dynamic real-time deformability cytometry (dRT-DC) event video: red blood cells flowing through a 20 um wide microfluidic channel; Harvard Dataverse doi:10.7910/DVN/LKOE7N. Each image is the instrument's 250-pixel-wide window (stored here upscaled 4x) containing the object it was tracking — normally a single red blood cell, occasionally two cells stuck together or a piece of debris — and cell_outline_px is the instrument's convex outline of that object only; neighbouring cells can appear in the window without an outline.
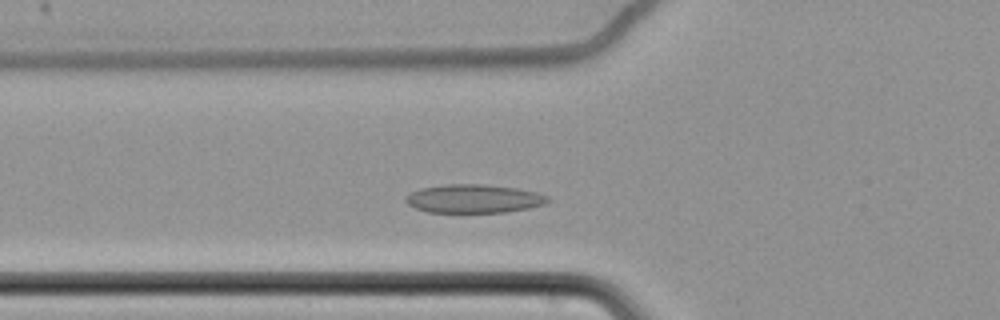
{"species": "common noctule bat (a hibernating species)", "species_latin": "Nyctalus noctula", "temperature_condition": "cold", "stored_images_in_passage": 51, "camera_frame_rate_fps": 3000, "um_per_image_px": 0.085, "animal": {"sex": "female", "body_mass_g": 22.7, "forearm_length_mm": 54.2}, "frame": {"image": 1, "passage_image": 12, "time_ms": 3.667, "image_size_px": [1000, 320], "cell_outline_px": [[548, 200], [544, 204], [528, 208], [504, 212], [428, 212], [416, 208], [408, 204], [404, 200], [404, 196], [420, 188], [448, 184], [480, 184], [516, 188], [536, 192], [548, 196]], "centroid_in_image_um": [40.23, 16.88], "position_along_channel_um": 85.6, "area_um2": 23.41}}
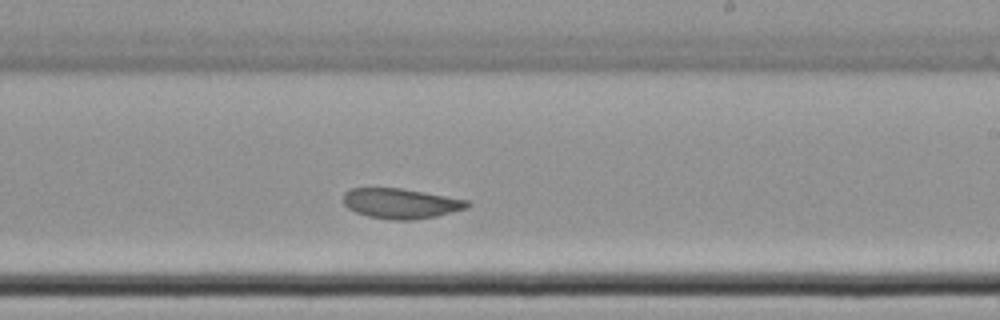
{"frame": {"image": 2, "passage_image": 27, "time_ms": 8.667, "image_size_px": [1000, 320], "cell_outline_px": [[472, 204], [464, 208], [436, 216], [412, 220], [388, 220], [368, 216], [356, 212], [348, 208], [344, 204], [344, 192], [352, 188], [400, 188], [424, 192], [468, 200]], "centroid_in_image_um": [34.04, 17.29], "position_along_channel_um": 255.0, "area_um2": 21.62}}
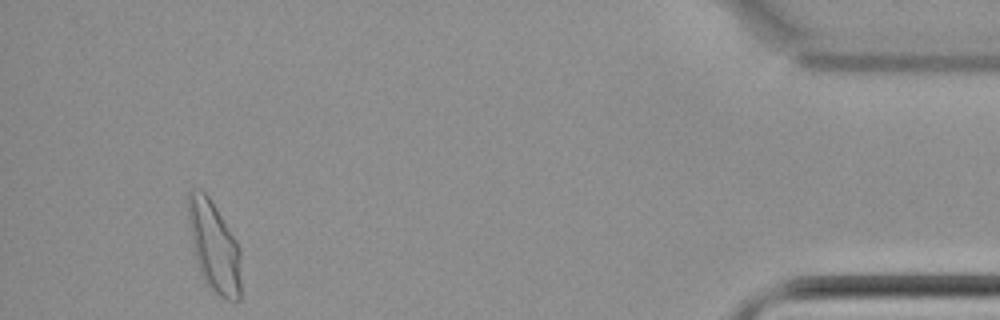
{"frame": {"image": 3, "passage_image": 47, "time_ms": 15.333, "image_size_px": [1000, 320], "cell_outline_px": [[240, 300], [228, 300], [220, 296], [204, 280], [196, 264], [192, 244], [188, 220], [188, 192], [192, 188], [200, 188], [208, 196], [216, 208], [236, 240], [240, 248]], "centroid_in_image_um": [18.18, 20.94], "position_along_channel_um": 417.0, "area_um2": 27.74}, "authors_computed_cell_mechanics": {"area_um2": 23.7558, "velocity_mm_per_s": 3.4014, "shape_relaxation_time_tau1_ms": null, "shape_relaxation_time_tau2_ms": 3.8348, "deformation_change_tau1": null, "deformation_change_tau2": 0.0661}}